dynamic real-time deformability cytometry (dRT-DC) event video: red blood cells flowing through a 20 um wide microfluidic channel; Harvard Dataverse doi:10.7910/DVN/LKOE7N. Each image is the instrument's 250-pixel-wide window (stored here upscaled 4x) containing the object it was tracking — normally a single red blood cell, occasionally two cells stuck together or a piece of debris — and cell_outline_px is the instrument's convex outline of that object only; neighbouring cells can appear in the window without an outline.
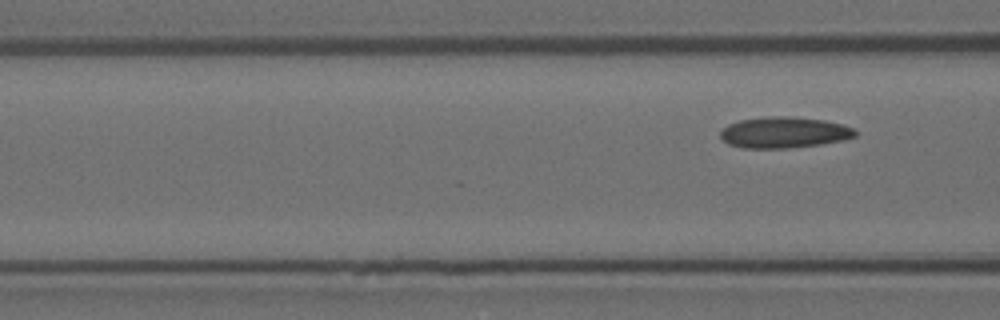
{"species": "Egyptian fruit bat (a non-hibernating species)", "species_latin": "Rousettus aegyptiacus", "temperature_condition": "room temperature", "stored_images_in_passage": 8, "segment_of_instrument_passage": [2, 2], "camera_frame_rate_fps": 3000, "um_per_image_px": 0.085, "animal": {"sex": "female"}, "frame": {"image": 1, "passage_image": 8, "time_ms": 2.333, "image_size_px": [1000, 320], "cell_outline_px": [[856, 136], [844, 140], [820, 144], [788, 148], [744, 148], [728, 144], [720, 136], [720, 132], [728, 124], [740, 120], [768, 116], [792, 116], [824, 120], [840, 124], [852, 128], [856, 132]], "centroid_in_image_um": [66.63, 11.25], "position_along_channel_um": 100.0, "area_um2": 24.33}}